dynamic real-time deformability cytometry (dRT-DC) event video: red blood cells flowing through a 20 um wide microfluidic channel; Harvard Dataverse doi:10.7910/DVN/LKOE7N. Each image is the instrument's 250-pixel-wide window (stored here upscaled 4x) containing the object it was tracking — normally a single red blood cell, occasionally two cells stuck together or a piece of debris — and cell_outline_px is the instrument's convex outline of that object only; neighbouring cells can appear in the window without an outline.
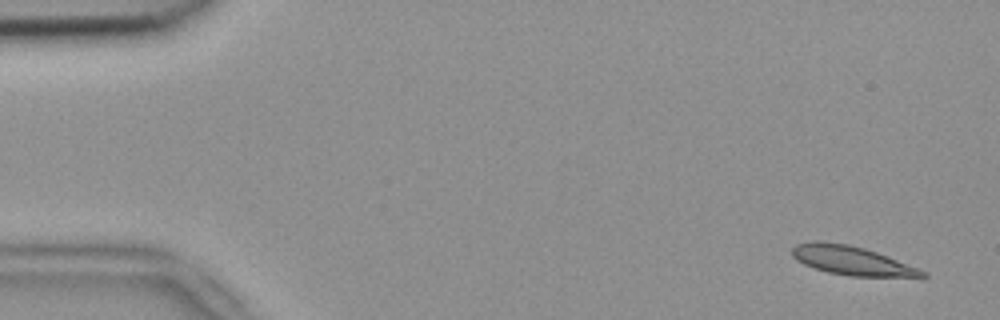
{"species": "common noctule bat (a hibernating species)", "species_latin": "Nyctalus noctula", "temperature_condition": "room temperature", "stored_images_in_passage": 52, "camera_frame_rate_fps": 3000, "um_per_image_px": 0.085, "animal": {"sex": "female", "body_mass_g": 18.4}, "frame": {"image": 1, "passage_image": 2, "time_ms": 0.333, "image_size_px": [1000, 320], "cell_outline_px": [[928, 276], [848, 276], [828, 272], [812, 268], [796, 260], [792, 256], [792, 248], [796, 244], [816, 240], [848, 244], [864, 248], [876, 252], [928, 272]], "centroid_in_image_um": [72.32, 22.13], "position_along_channel_um": 12.7, "area_um2": 21.73}}
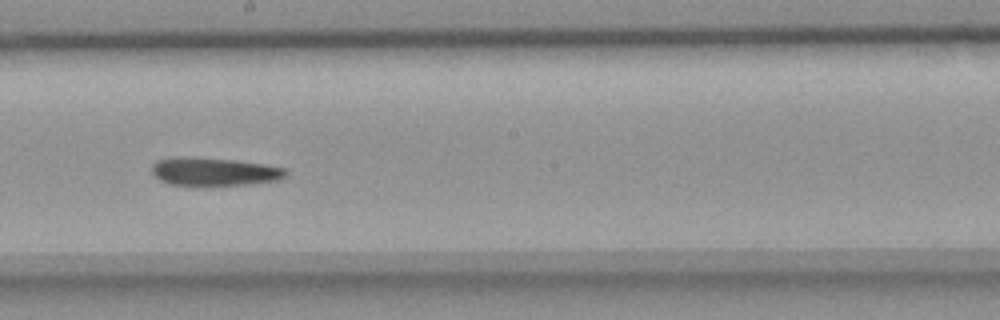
{"frame": {"image": 2, "passage_image": 29, "time_ms": 9.333, "image_size_px": [1000, 320], "cell_outline_px": [[288, 172], [280, 180], [248, 184], [168, 184], [160, 180], [152, 172], [152, 164], [156, 160], [176, 156], [236, 160], [264, 164], [288, 168]], "centroid_in_image_um": [18.22, 14.56], "position_along_channel_um": 230.0, "area_um2": 21.73}}
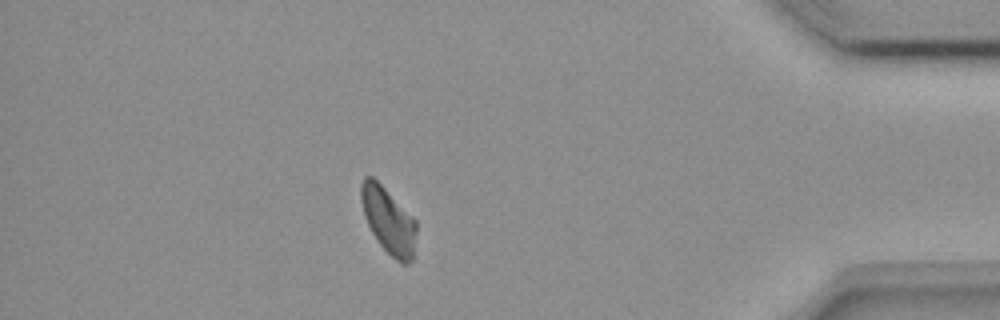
{"frame": {"image": 3, "passage_image": 46, "time_ms": 15.0, "image_size_px": [1000, 320], "cell_outline_px": [[416, 232], [412, 260], [408, 264], [400, 264], [380, 244], [372, 232], [364, 216], [360, 200], [360, 184], [364, 176], [372, 176], [416, 220]], "centroid_in_image_um": [33.0, 18.74], "position_along_channel_um": 402.2, "area_um2": 21.04}, "authors_computed_cell_mechanics": {"area_um2": 22.2241, "velocity_mm_per_s": 3.7818, "shape_relaxation_time_tau1_ms": null, "shape_relaxation_time_tau2_ms": 6.394, "deformation_change_tau1": null, "deformation_change_tau2": 0.0984}}